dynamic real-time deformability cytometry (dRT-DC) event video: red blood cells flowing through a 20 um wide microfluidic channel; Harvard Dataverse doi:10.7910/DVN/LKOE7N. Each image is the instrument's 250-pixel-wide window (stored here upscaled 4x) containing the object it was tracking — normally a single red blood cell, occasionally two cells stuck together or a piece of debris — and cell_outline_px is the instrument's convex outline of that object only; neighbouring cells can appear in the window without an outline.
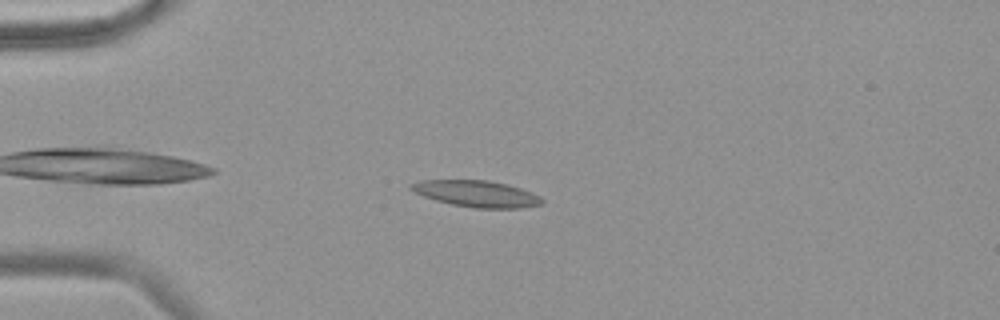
{"species": "common noctule bat (a hibernating species)", "species_latin": "Nyctalus noctula", "temperature_condition": "warm", "stored_images_in_passage": 48, "camera_frame_rate_fps": 3000, "um_per_image_px": 0.085, "animal": {"sex": "female", "body_mass_g": 18.4}, "frame": {"image": 1, "passage_image": 6, "time_ms": 1.667, "image_size_px": [1000, 320], "cell_outline_px": [[544, 204], [520, 208], [476, 208], [452, 204], [436, 200], [424, 196], [408, 188], [408, 184], [424, 180], [488, 180], [520, 188], [540, 196], [544, 200]], "centroid_in_image_um": [40.52, 16.47], "position_along_channel_um": 44.5, "area_um2": 20.0}}
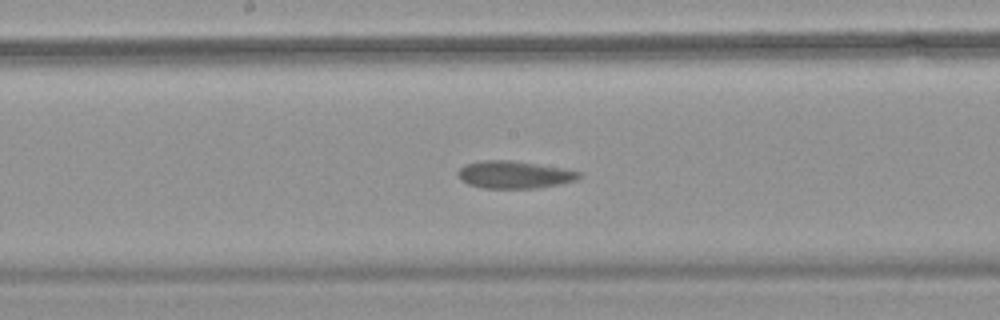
{"frame": {"image": 2, "passage_image": 22, "time_ms": 7.0, "image_size_px": [1000, 320], "cell_outline_px": [[580, 176], [576, 180], [560, 184], [536, 188], [484, 188], [468, 184], [460, 180], [456, 172], [464, 164], [484, 160], [508, 160], [560, 168], [580, 172]], "centroid_in_image_um": [43.64, 14.85], "position_along_channel_um": 204.6, "area_um2": 19.13}}
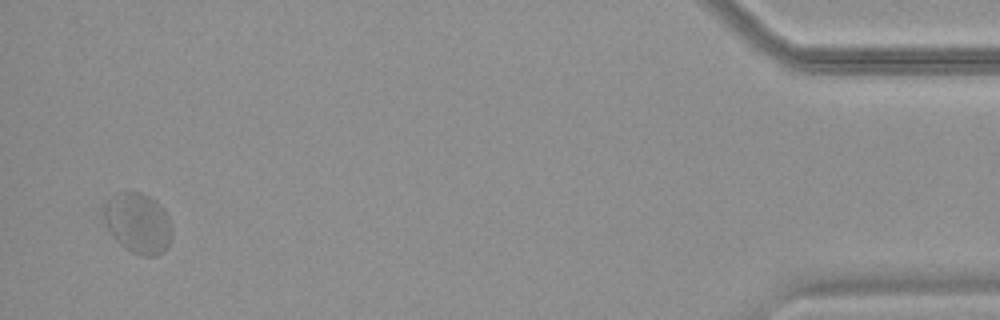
{"frame": {"image": 3, "passage_image": 47, "time_ms": 15.333, "image_size_px": [1000, 320], "cell_outline_px": [[172, 236], [168, 244], [156, 256], [144, 256], [132, 252], [124, 248], [112, 236], [100, 212], [100, 208], [112, 196], [128, 188], [140, 192], [156, 200], [168, 216], [172, 228]], "centroid_in_image_um": [11.68, 18.92], "position_along_channel_um": 423.5, "area_um2": 24.39}, "authors_computed_cell_mechanics": {"area_um2": 20.0277, "velocity_mm_per_s": 3.5243, "shape_relaxation_time_tau1_ms": null, "shape_relaxation_time_tau2_ms": 1.4677, "deformation_change_tau1": null, "deformation_change_tau2": 0.0524}}